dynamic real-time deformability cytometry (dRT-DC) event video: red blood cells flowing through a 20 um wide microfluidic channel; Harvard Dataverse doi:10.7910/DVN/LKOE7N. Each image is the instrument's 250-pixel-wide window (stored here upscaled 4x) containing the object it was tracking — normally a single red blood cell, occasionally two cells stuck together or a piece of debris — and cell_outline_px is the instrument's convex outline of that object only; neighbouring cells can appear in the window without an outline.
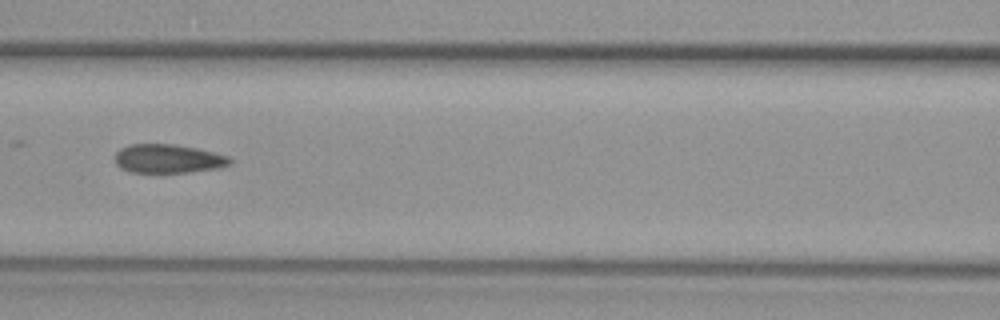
{"species": "common noctule bat (a hibernating species)", "species_latin": "Nyctalus noctula", "temperature_condition": "warm", "stored_images_in_passage": 41, "camera_frame_rate_fps": 3000, "um_per_image_px": 0.085, "animal": {"sex": "female", "body_mass_g": 29.2, "forearm_length_mm": 56.3}, "frame": {"image": 1, "passage_image": 17, "time_ms": 5.333, "image_size_px": [1000, 320], "cell_outline_px": [[232, 164], [220, 168], [188, 172], [132, 172], [120, 168], [116, 164], [116, 152], [120, 148], [128, 144], [172, 144], [196, 148], [228, 156], [232, 160]], "centroid_in_image_um": [14.29, 13.49], "position_along_channel_um": 152.3, "area_um2": 19.25}}
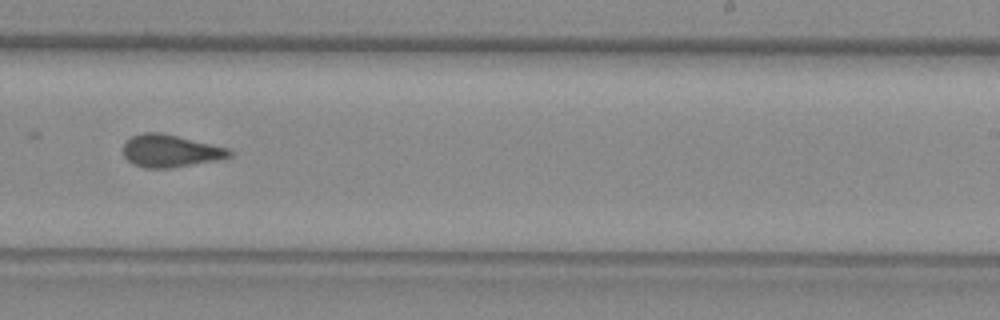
{"frame": {"image": 2, "passage_image": 26, "time_ms": 8.333, "image_size_px": [1000, 320], "cell_outline_px": [[232, 156], [220, 160], [172, 168], [144, 168], [132, 164], [124, 156], [124, 144], [132, 136], [144, 132], [160, 132], [228, 148], [232, 152]], "centroid_in_image_um": [14.49, 12.84], "position_along_channel_um": 274.5, "area_um2": 20.11}}
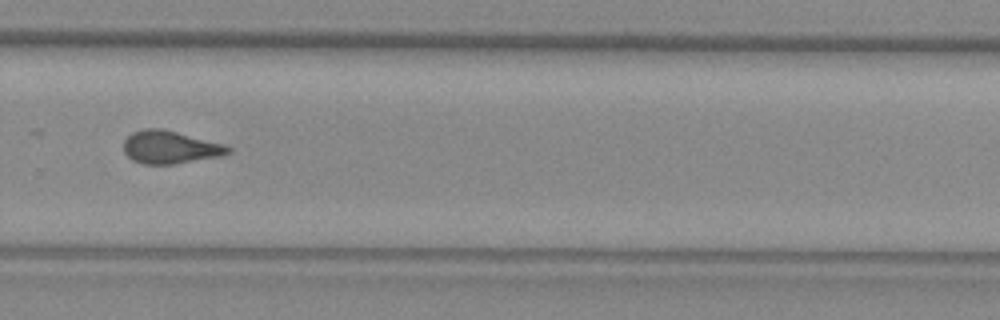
{"frame": {"image": 3, "passage_image": 29, "time_ms": 9.333, "image_size_px": [1000, 320], "cell_outline_px": [[232, 152], [220, 156], [172, 164], [144, 164], [132, 160], [124, 152], [124, 140], [132, 132], [144, 128], [164, 128], [224, 144], [232, 148]], "centroid_in_image_um": [14.46, 12.5], "position_along_channel_um": 315.3, "area_um2": 20.06}}